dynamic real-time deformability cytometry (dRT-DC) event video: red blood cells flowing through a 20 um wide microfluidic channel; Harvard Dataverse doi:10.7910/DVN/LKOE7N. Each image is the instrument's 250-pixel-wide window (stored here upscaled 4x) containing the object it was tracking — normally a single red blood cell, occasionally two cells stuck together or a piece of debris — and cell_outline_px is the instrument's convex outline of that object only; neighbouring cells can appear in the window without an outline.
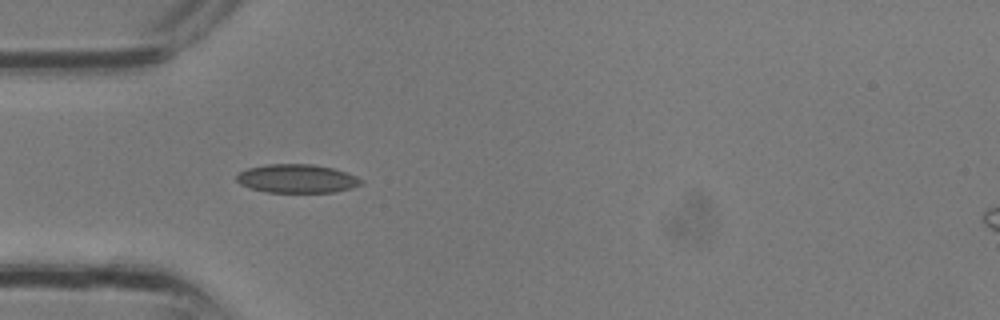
{"species": "common noctule bat (a hibernating species)", "species_latin": "Nyctalus noctula", "temperature_condition": "room temperature", "stored_images_in_passage": 14, "camera_frame_rate_fps": 3000, "um_per_image_px": 0.085, "animal": {"sex": "male", "body_mass_g": 13.3}, "frame": {"image": 1, "passage_image": 10, "time_ms": 3.0, "image_size_px": [1000, 320], "cell_outline_px": [[364, 184], [352, 188], [332, 192], [268, 192], [252, 188], [240, 184], [236, 180], [236, 176], [240, 172], [248, 168], [268, 164], [312, 164], [332, 168], [356, 176], [364, 180]], "centroid_in_image_um": [25.27, 15.18], "position_along_channel_um": 59.7, "area_um2": 20.63}}
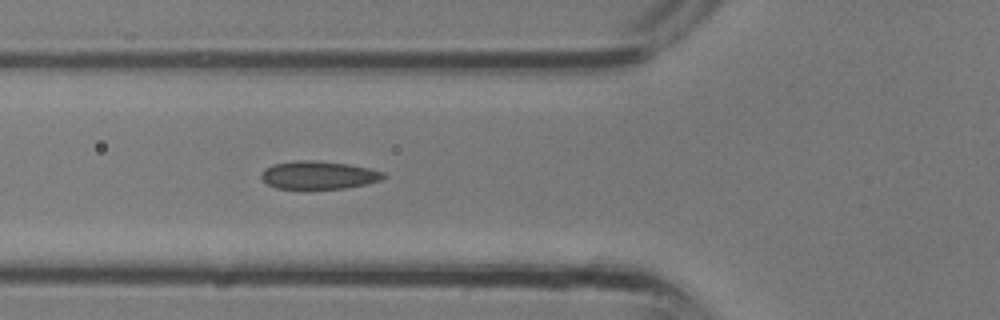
{"frame": {"image": 2, "passage_image": 12, "time_ms": 3.667, "image_size_px": [1000, 320], "cell_outline_px": [[388, 176], [380, 180], [364, 184], [344, 188], [276, 188], [268, 184], [260, 176], [264, 168], [272, 164], [296, 160], [312, 160], [348, 164], [368, 168], [384, 172]], "centroid_in_image_um": [27.07, 14.87], "position_along_channel_um": 98.7, "area_um2": 19.77}}
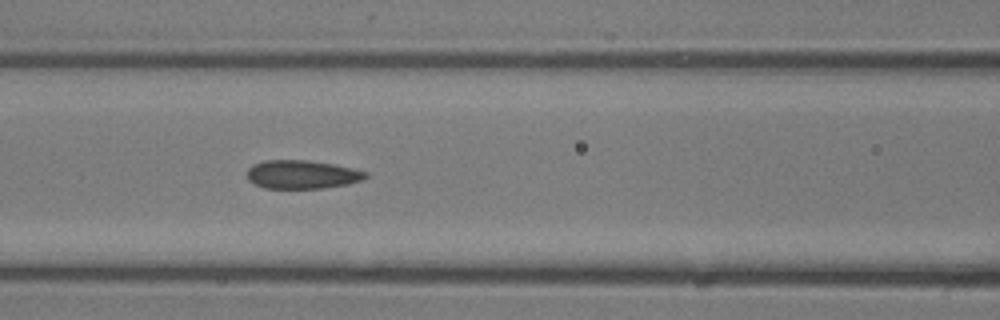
{"frame": {"image": 3, "passage_image": 14, "time_ms": 4.333, "image_size_px": [1000, 320], "cell_outline_px": [[368, 176], [360, 180], [348, 184], [320, 188], [264, 188], [248, 180], [248, 168], [252, 164], [264, 160], [308, 160], [336, 164], [368, 172]], "centroid_in_image_um": [25.67, 14.82], "position_along_channel_um": 140.9, "area_um2": 19.71}}